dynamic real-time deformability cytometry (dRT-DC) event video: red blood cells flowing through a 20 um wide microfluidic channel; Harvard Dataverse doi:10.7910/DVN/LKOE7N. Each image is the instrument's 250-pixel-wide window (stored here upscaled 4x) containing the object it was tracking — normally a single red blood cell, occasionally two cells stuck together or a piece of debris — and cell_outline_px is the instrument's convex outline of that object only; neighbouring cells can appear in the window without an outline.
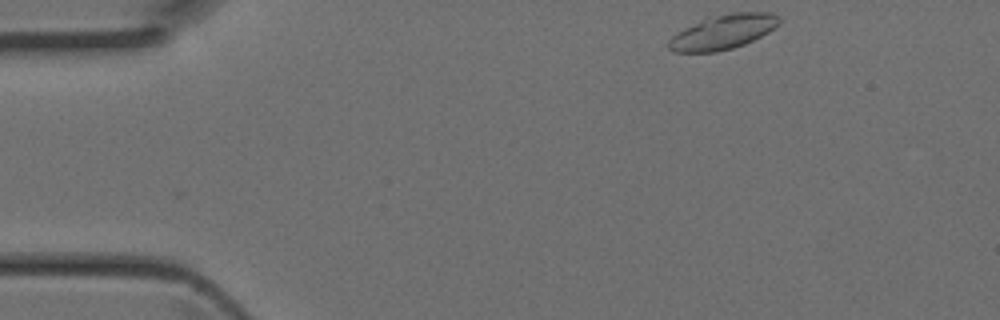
{"species": "Egyptian fruit bat (a non-hibernating species)", "species_latin": "Rousettus aegyptiacus", "temperature_condition": "room temperature", "stored_images_in_passage": 36, "camera_frame_rate_fps": 3000, "um_per_image_px": 0.085, "animal": {"sex": "female"}, "frame": {"image": 1, "passage_image": 1, "time_ms": 0.0, "image_size_px": [1000, 320], "cell_outline_px": [[780, 20], [768, 32], [744, 44], [732, 48], [716, 52], [672, 52], [668, 48], [668, 40], [676, 32], [704, 16], [732, 12], [772, 12]], "centroid_in_image_um": [61.37, 2.7], "position_along_channel_um": 23.6, "area_um2": 22.43}}
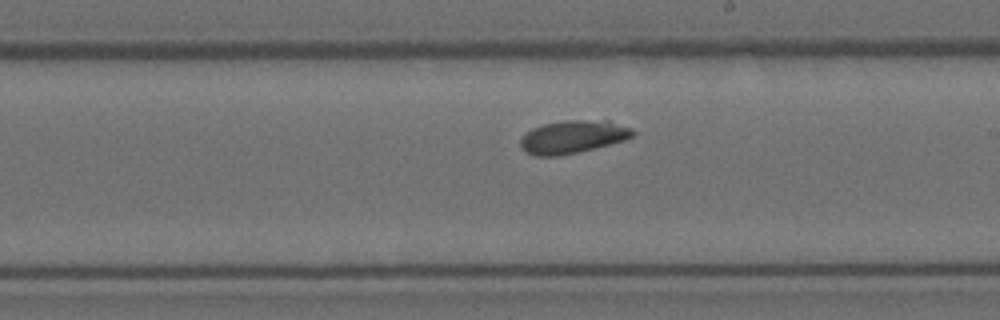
{"frame": {"image": 2, "passage_image": 20, "time_ms": 6.333, "image_size_px": [1000, 320], "cell_outline_px": [[636, 132], [632, 136], [624, 140], [560, 156], [536, 156], [524, 152], [520, 144], [520, 140], [532, 128], [544, 124], [564, 120], [608, 120], [632, 128]], "centroid_in_image_um": [48.68, 11.62], "position_along_channel_um": 240.3, "area_um2": 21.39}}
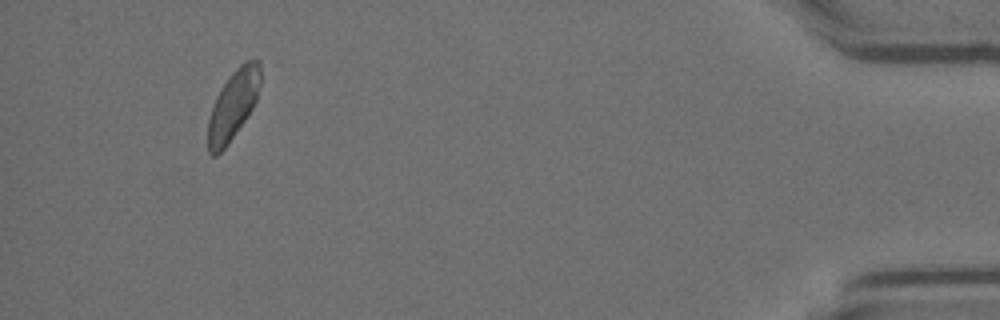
{"frame": {"image": 3, "passage_image": 36, "time_ms": 11.667, "image_size_px": [1000, 320], "cell_outline_px": [[260, 84], [256, 100], [248, 116], [228, 144], [216, 156], [212, 156], [208, 152], [208, 120], [216, 96], [220, 88], [228, 76], [244, 60], [260, 60]], "centroid_in_image_um": [19.81, 8.91], "position_along_channel_um": 415.4, "area_um2": 21.21}}